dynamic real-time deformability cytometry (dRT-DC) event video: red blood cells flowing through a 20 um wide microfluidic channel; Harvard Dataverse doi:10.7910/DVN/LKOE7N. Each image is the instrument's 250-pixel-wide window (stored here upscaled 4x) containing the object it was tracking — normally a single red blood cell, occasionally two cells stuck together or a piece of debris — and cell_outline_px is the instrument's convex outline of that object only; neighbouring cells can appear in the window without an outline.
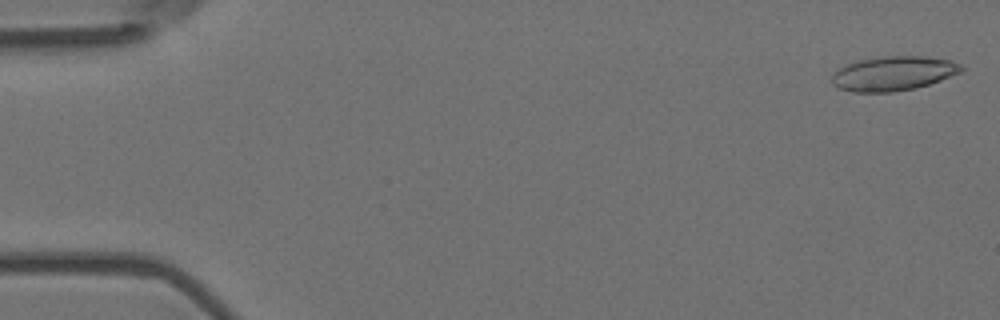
{"species": "Egyptian fruit bat (a non-hibernating species)", "species_latin": "Rousettus aegyptiacus", "temperature_condition": "room temperature", "stored_images_in_passage": 7, "camera_frame_rate_fps": 3000, "um_per_image_px": 0.085, "animal": {"sex": "female"}, "frame": {"image": 1, "passage_image": 1, "time_ms": 0.0, "image_size_px": [1000, 320], "cell_outline_px": [[964, 68], [960, 72], [940, 80], [916, 88], [892, 92], [852, 92], [836, 88], [832, 84], [832, 76], [840, 68], [848, 64], [860, 60], [880, 56], [924, 56], [952, 60], [960, 64]], "centroid_in_image_um": [75.93, 6.25], "position_along_channel_um": 9.1, "area_um2": 25.89}}
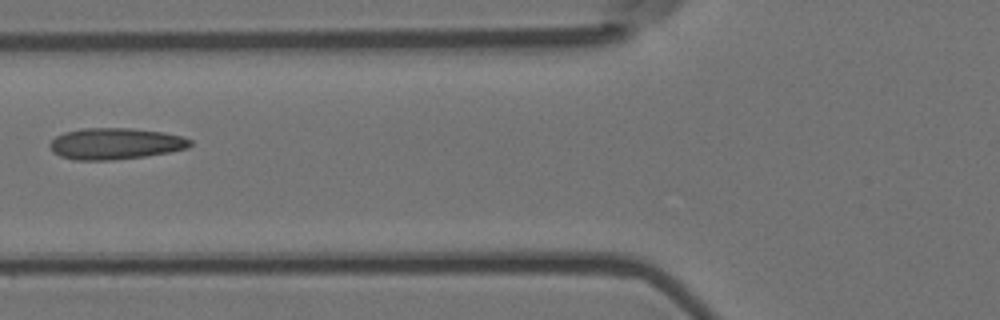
{"frame": {"image": 2, "passage_image": 6, "time_ms": 1.667, "image_size_px": [1000, 320], "cell_outline_px": [[192, 144], [188, 148], [168, 152], [144, 156], [112, 160], [72, 160], [60, 156], [52, 152], [48, 144], [56, 136], [64, 132], [84, 128], [132, 128], [164, 132], [184, 136], [192, 140]], "centroid_in_image_um": [9.8, 12.21], "position_along_channel_um": 116.0, "area_um2": 25.84}}
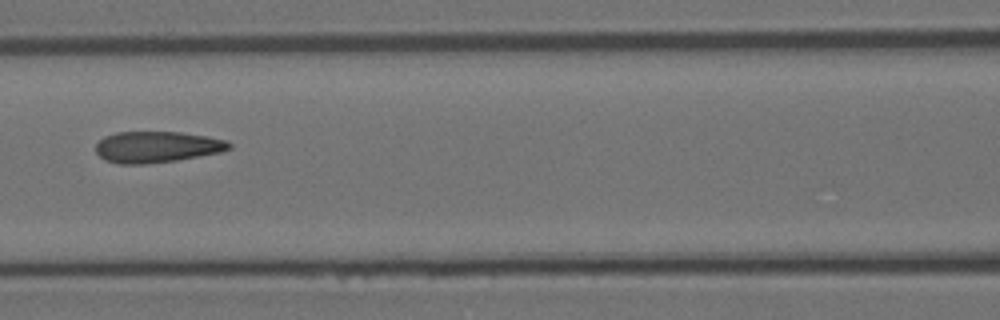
{"frame": {"image": 3, "passage_image": 7, "time_ms": 2.0, "image_size_px": [1000, 320], "cell_outline_px": [[232, 148], [220, 152], [176, 160], [144, 164], [120, 164], [104, 160], [96, 152], [96, 144], [104, 136], [116, 132], [180, 132], [228, 140], [232, 144]], "centroid_in_image_um": [13.32, 12.49], "position_along_channel_um": 153.3, "area_um2": 24.22}}